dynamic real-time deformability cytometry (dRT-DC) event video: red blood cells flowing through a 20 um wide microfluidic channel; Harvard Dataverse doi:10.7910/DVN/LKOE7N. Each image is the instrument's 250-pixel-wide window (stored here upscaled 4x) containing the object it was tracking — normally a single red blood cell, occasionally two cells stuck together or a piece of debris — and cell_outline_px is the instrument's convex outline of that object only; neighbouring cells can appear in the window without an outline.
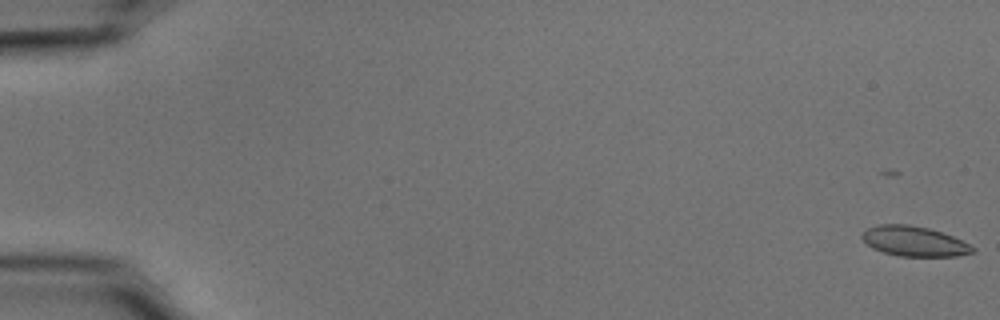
{"species": "common noctule bat (a hibernating species)", "species_latin": "Nyctalus noctula", "temperature_condition": "cold", "stored_images_in_passage": 21, "camera_frame_rate_fps": 3000, "um_per_image_px": 0.085, "animal": {"sex": "male", "body_mass_g": 15.6}, "frame": {"image": 1, "passage_image": 1, "time_ms": 0.0, "image_size_px": [1000, 320], "cell_outline_px": [[976, 252], [956, 256], [900, 256], [884, 252], [872, 248], [860, 236], [860, 232], [868, 228], [880, 224], [908, 224], [928, 228], [952, 236], [976, 248]], "centroid_in_image_um": [77.69, 20.5], "position_along_channel_um": 7.3, "area_um2": 19.25}}
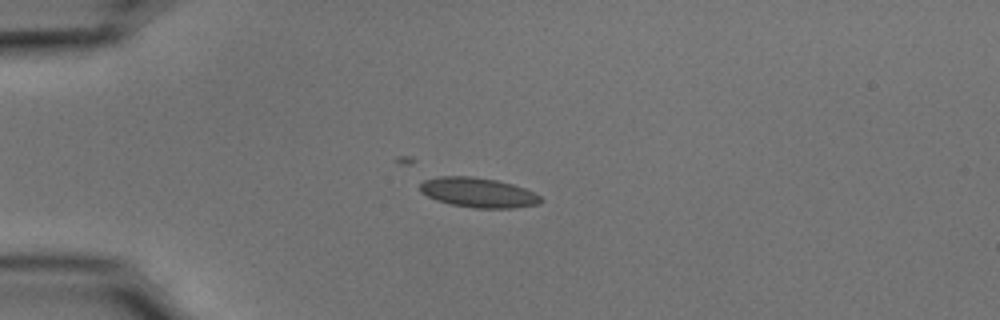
{"frame": {"image": 2, "passage_image": 15, "time_ms": 4.667, "image_size_px": [1000, 320], "cell_outline_px": [[544, 200], [540, 204], [512, 208], [472, 208], [452, 204], [436, 200], [420, 192], [420, 184], [424, 180], [440, 176], [472, 176], [496, 180], [512, 184], [536, 192]], "centroid_in_image_um": [40.67, 16.37], "position_along_channel_um": 44.3, "area_um2": 21.04}}
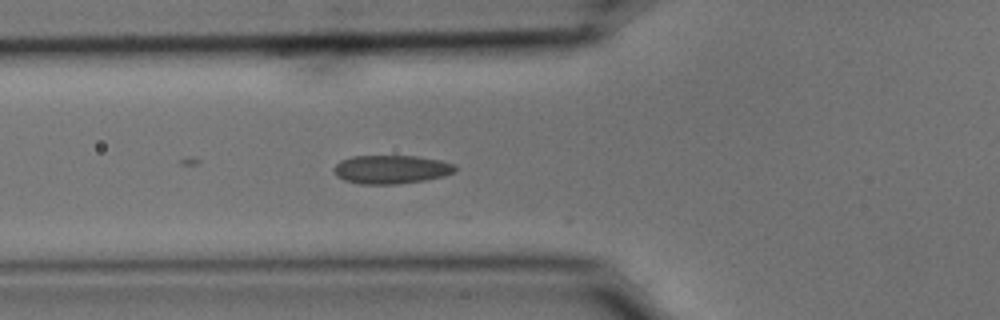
{"frame": {"image": 3, "passage_image": 21, "time_ms": 6.667, "image_size_px": [1000, 320], "cell_outline_px": [[456, 172], [444, 176], [424, 180], [396, 184], [360, 184], [344, 180], [336, 176], [332, 168], [340, 160], [352, 156], [416, 156], [440, 160], [456, 164]], "centroid_in_image_um": [33.25, 14.4], "position_along_channel_um": 92.6, "area_um2": 20.35}}